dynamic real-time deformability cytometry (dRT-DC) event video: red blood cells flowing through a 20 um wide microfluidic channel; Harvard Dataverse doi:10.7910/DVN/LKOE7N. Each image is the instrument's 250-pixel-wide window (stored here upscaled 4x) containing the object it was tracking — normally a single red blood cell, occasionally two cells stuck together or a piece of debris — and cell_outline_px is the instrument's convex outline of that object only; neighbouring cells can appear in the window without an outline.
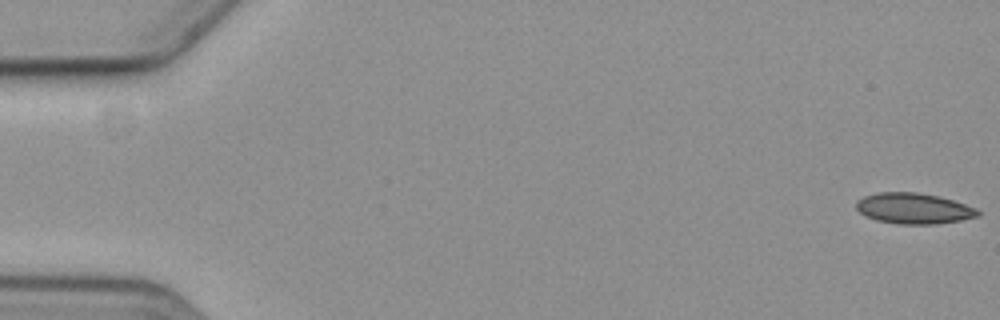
{"species": "common noctule bat (a hibernating species)", "species_latin": "Nyctalus noctula", "temperature_condition": "cold", "stored_images_in_passage": 6, "camera_frame_rate_fps": 3000, "um_per_image_px": 0.085, "animal": {"sex": "female", "body_mass_g": 19.3, "forearm_length_mm": 54.1}, "frame": {"image": 1, "passage_image": 1, "time_ms": 0.0, "image_size_px": [1000, 320], "cell_outline_px": [[980, 216], [960, 220], [936, 224], [900, 224], [876, 220], [860, 212], [856, 208], [856, 200], [864, 196], [876, 192], [916, 192], [940, 196], [976, 208], [980, 212]], "centroid_in_image_um": [77.66, 17.71], "position_along_channel_um": 7.3, "area_um2": 21.79}}
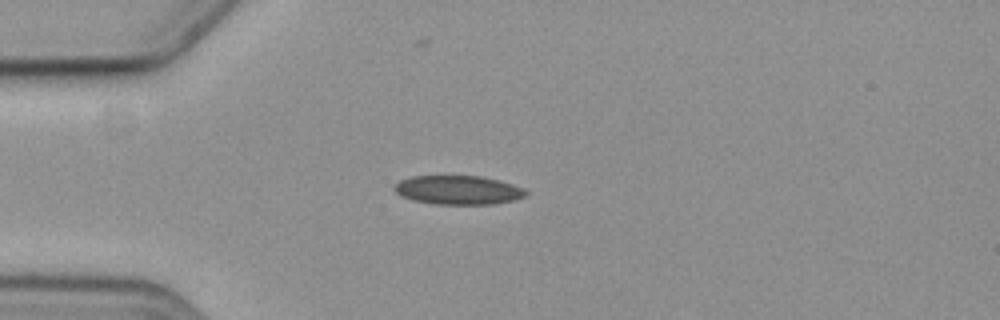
{"frame": {"image": 2, "passage_image": 4, "time_ms": 5.0, "image_size_px": [1000, 320], "cell_outline_px": [[528, 196], [496, 204], [436, 204], [412, 200], [400, 196], [392, 188], [400, 180], [412, 176], [480, 176], [512, 184], [524, 188], [528, 192]], "centroid_in_image_um": [38.94, 16.16], "position_along_channel_um": 46.1, "area_um2": 22.2}}
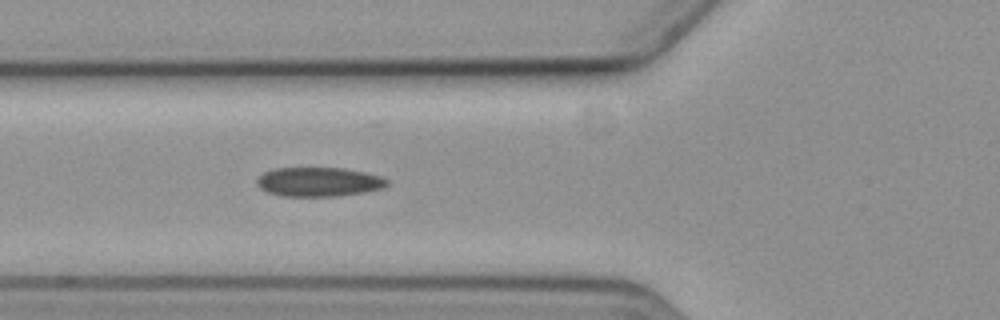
{"frame": {"image": 3, "passage_image": 6, "time_ms": 7.0, "image_size_px": [1000, 320], "cell_outline_px": [[388, 184], [384, 188], [364, 192], [336, 196], [284, 196], [268, 192], [260, 188], [256, 184], [256, 180], [264, 172], [276, 168], [344, 168], [364, 172], [380, 176], [388, 180]], "centroid_in_image_um": [27.1, 15.46], "position_along_channel_um": 98.7, "area_um2": 22.08}}